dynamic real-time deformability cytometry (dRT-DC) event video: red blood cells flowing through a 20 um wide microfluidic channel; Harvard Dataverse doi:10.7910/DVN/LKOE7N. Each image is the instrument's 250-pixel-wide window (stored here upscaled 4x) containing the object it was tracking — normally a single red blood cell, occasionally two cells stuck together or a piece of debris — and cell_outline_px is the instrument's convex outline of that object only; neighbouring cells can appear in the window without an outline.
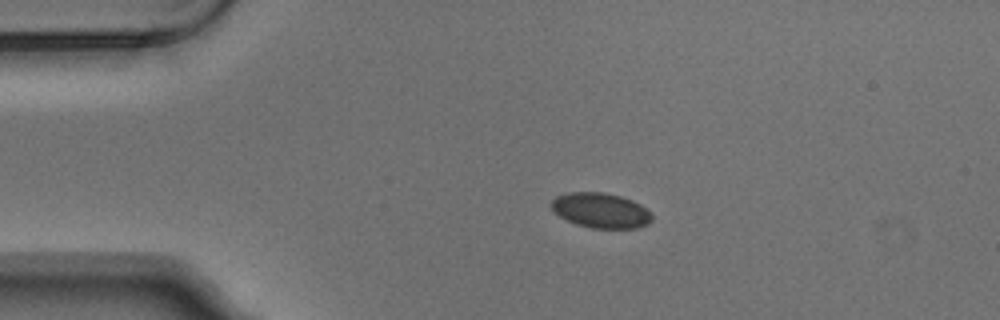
{"species": "Egyptian fruit bat (a non-hibernating species)", "species_latin": "Rousettus aegyptiacus", "temperature_condition": "warm", "stored_images_in_passage": 2, "camera_frame_rate_fps": 3000, "um_per_image_px": 0.085, "animal": {"sex": "male"}, "frame": {"image": 1, "passage_image": 1, "time_ms": 0.0, "image_size_px": [1000, 320], "cell_outline_px": [[652, 220], [648, 224], [636, 228], [592, 228], [576, 224], [560, 216], [552, 208], [552, 200], [556, 196], [568, 192], [604, 192], [620, 196], [632, 200], [640, 204], [652, 212]], "centroid_in_image_um": [51.1, 17.88], "position_along_channel_um": 33.9, "area_um2": 20.52}}